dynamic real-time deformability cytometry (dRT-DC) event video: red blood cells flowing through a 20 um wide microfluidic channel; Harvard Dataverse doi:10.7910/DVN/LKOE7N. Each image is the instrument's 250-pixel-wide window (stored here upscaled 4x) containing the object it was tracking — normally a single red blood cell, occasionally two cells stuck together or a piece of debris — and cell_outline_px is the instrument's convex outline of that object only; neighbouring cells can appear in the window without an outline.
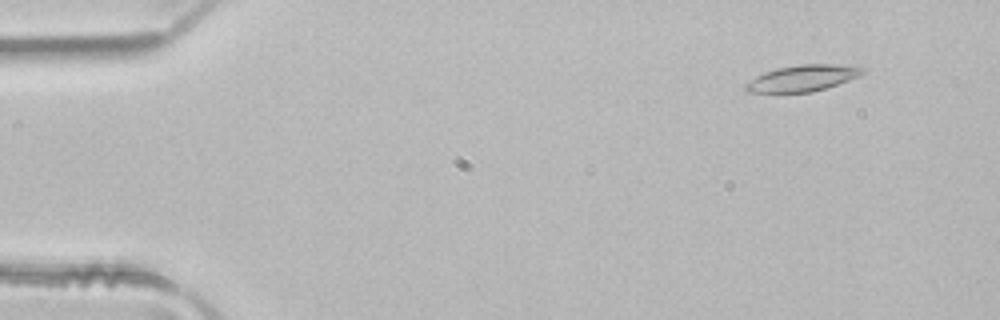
{"species": "common noctule bat (a hibernating species)", "species_latin": "Nyctalus noctula", "temperature_condition": "room temperature", "stored_images_in_passage": 4, "camera_frame_rate_fps": 3000, "um_per_image_px": 0.085, "animal": {"sex": "male", "body_mass_g": 21.5, "forearm_length_mm": 52.0}, "frame": {"image": 1, "passage_image": 2, "time_ms": 0.333, "image_size_px": [1000, 320], "cell_outline_px": [[868, 68], [860, 76], [812, 92], [748, 92], [744, 88], [744, 84], [748, 80], [764, 72], [776, 68], [800, 64], [836, 64]], "centroid_in_image_um": [68.2, 6.63], "position_along_channel_um": 16.8, "area_um2": 17.86}}